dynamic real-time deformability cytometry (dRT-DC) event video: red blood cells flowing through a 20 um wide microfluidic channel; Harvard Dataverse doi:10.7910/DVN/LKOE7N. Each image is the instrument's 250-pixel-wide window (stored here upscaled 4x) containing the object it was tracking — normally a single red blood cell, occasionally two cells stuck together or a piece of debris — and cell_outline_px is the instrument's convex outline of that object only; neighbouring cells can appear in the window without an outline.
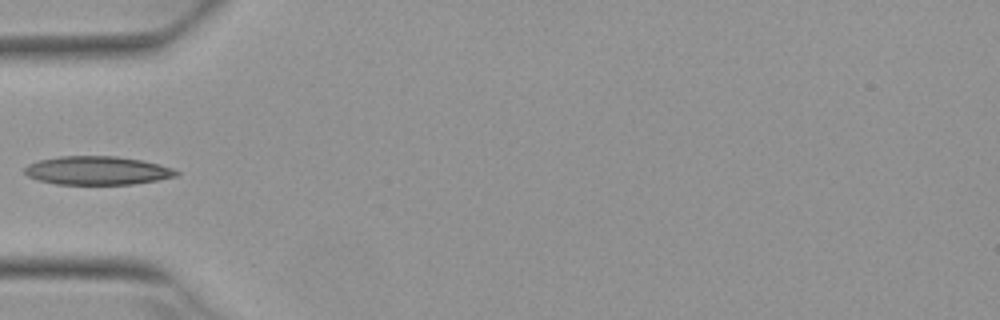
{"species": "Egyptian fruit bat (a non-hibernating species)", "species_latin": "Rousettus aegyptiacus", "temperature_condition": "warm", "stored_images_in_passage": 4, "camera_frame_rate_fps": 3000, "um_per_image_px": 0.085, "animal": {"sex": "female"}, "frame": {"image": 1, "passage_image": 4, "time_ms": 1.0, "image_size_px": [1000, 320], "cell_outline_px": [[180, 172], [176, 176], [156, 180], [132, 184], [56, 184], [40, 180], [28, 176], [24, 172], [24, 168], [28, 164], [40, 160], [60, 156], [116, 156], [144, 160], [172, 168]], "centroid_in_image_um": [8.27, 14.49], "position_along_channel_um": 76.7, "area_um2": 25.09}}